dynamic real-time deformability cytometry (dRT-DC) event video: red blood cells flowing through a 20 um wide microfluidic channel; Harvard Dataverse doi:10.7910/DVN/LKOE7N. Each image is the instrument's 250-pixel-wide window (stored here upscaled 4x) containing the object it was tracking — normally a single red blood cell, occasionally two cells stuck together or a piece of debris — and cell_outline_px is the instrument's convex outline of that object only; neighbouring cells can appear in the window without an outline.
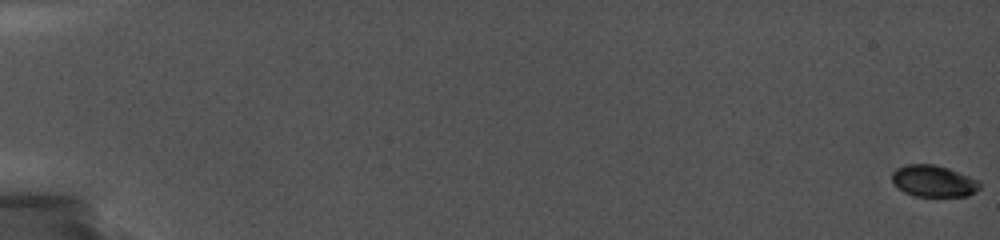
{"species": "common noctule bat (a hibernating species)", "species_latin": "Nyctalus noctula", "temperature_condition": "cold", "stored_images_in_passage": 9, "camera_frame_rate_fps": 5000, "um_per_image_px": 0.085, "animal": {"sex": "female", "body_mass_g": 19.0, "forearm_length_mm": 56.7}, "frame": {"image": 1, "passage_image": 1, "time_ms": 0.0, "image_size_px": [1000, 240], "cell_outline_px": [[980, 188], [976, 192], [968, 196], [916, 196], [904, 192], [892, 180], [892, 172], [896, 168], [904, 164], [932, 164], [948, 168], [968, 176], [976, 180], [980, 184]], "centroid_in_image_um": [79.34, 15.39], "position_along_channel_um": 5.7, "area_um2": 16.01}}
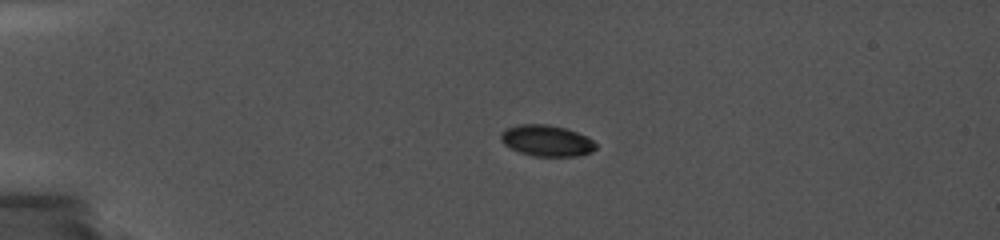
{"frame": {"image": 2, "passage_image": 6, "time_ms": 5.0, "image_size_px": [1000, 240], "cell_outline_px": [[596, 148], [592, 152], [576, 156], [532, 156], [520, 152], [504, 144], [500, 140], [500, 132], [516, 124], [548, 124], [564, 128], [588, 136], [596, 144]], "centroid_in_image_um": [46.46, 11.95], "position_along_channel_um": 38.5, "area_um2": 17.28}}